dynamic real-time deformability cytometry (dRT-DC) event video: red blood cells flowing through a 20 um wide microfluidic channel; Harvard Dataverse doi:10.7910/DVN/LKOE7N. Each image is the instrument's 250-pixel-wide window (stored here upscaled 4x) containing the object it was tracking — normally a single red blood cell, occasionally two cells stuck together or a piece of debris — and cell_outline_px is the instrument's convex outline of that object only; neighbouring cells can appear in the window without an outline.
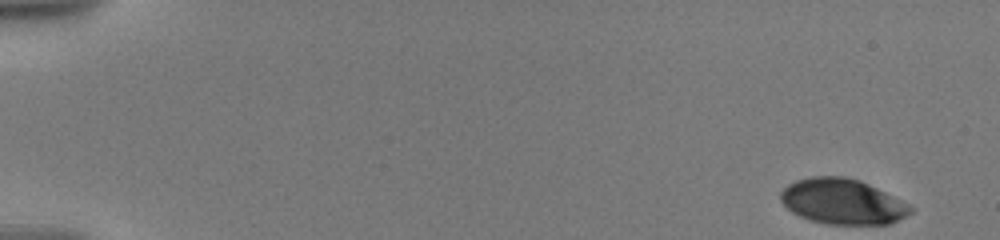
{"species": "human", "species_latin": "Homo sapiens", "temperature_condition": "warm", "stored_images_in_passage": 87, "camera_frame_rate_fps": 3000, "um_per_image_px": 0.085, "donor": {"sex": "male"}, "frame": {"image": 1, "passage_image": 1, "time_ms": 0.0, "image_size_px": [1000, 240], "cell_outline_px": [[916, 208], [912, 212], [892, 224], [828, 224], [812, 220], [800, 216], [792, 212], [780, 200], [780, 192], [788, 184], [796, 180], [812, 176], [844, 176], [860, 180]], "centroid_in_image_um": [71.61, 17.13], "position_along_channel_um": 13.4, "area_um2": 34.22}}
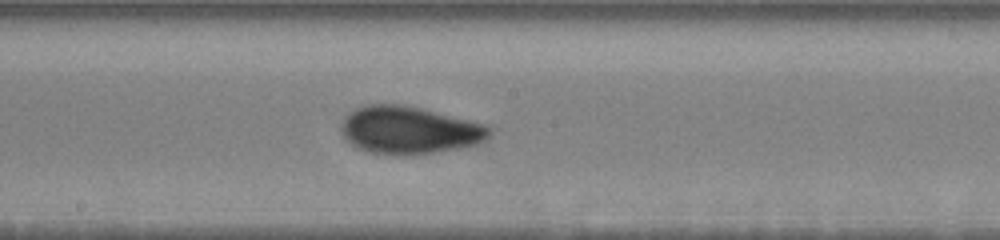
{"frame": {"image": 2, "passage_image": 53, "time_ms": 10.0, "image_size_px": [1000, 240], "cell_outline_px": [[488, 136], [484, 140], [476, 144], [460, 148], [404, 156], [400, 156], [368, 152], [356, 148], [340, 132], [340, 124], [344, 116], [348, 112], [356, 108], [368, 104], [400, 104], [420, 108], [484, 124], [488, 128]], "centroid_in_image_um": [34.69, 11.07], "position_along_channel_um": 213.5, "area_um2": 40.92}}
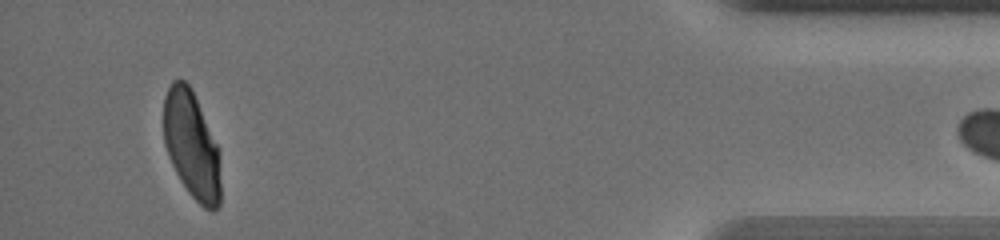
{"frame": {"image": 3, "passage_image": 85, "time_ms": 17.333, "image_size_px": [1000, 240], "cell_outline_px": [[220, 204], [212, 212], [204, 208], [188, 192], [180, 180], [168, 156], [164, 144], [164, 96], [172, 80], [184, 80], [192, 88], [220, 148]], "centroid_in_image_um": [16.31, 12.32], "position_along_channel_um": 418.9, "area_um2": 36.18}}